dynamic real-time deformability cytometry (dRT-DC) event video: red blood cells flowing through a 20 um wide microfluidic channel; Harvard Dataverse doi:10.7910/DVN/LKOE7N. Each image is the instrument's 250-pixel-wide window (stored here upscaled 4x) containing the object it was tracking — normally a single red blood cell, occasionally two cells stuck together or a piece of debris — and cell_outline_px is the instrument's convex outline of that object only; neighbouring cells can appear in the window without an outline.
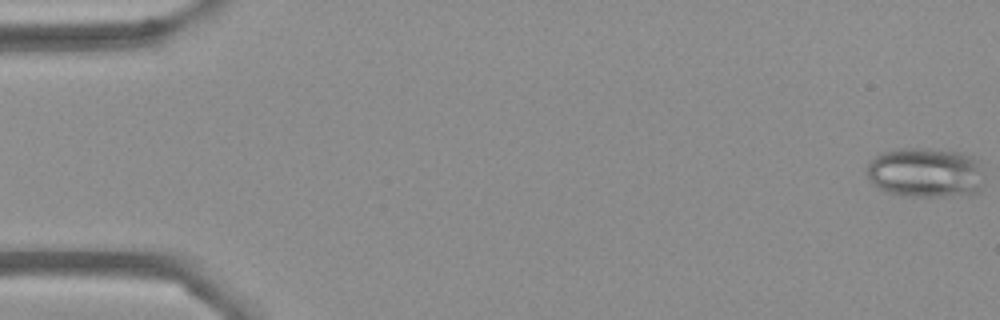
{"species": "Egyptian fruit bat (a non-hibernating species)", "species_latin": "Rousettus aegyptiacus", "temperature_condition": "cold", "stored_images_in_passage": 51, "camera_frame_rate_fps": 3000, "um_per_image_px": 0.085, "frame": {"image": 1, "passage_image": 1, "time_ms": 0.0, "image_size_px": [1000, 320], "cell_outline_px": [[980, 188], [972, 196], [904, 196], [888, 192], [876, 188], [868, 180], [868, 164], [880, 152], [896, 148], [936, 148], [960, 152], [972, 156], [980, 160]], "centroid_in_image_um": [78.65, 14.66], "position_along_channel_um": 6.4, "area_um2": 34.62}}
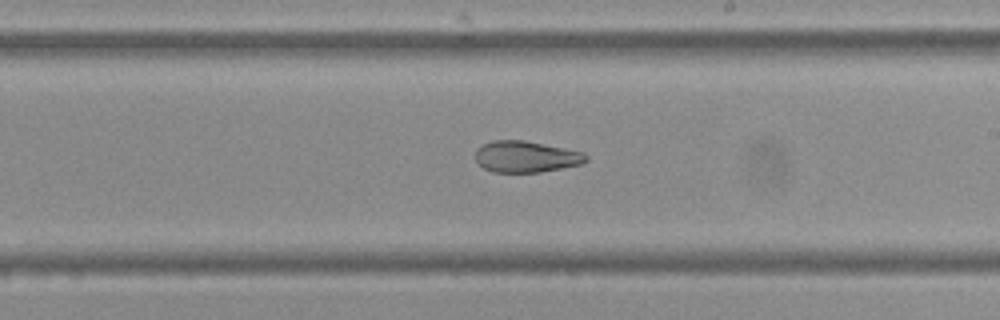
{"frame": {"image": 2, "passage_image": 32, "time_ms": 10.333, "image_size_px": [1000, 320], "cell_outline_px": [[588, 160], [584, 164], [540, 172], [492, 172], [484, 168], [476, 160], [476, 148], [492, 140], [524, 140], [584, 152], [588, 156]], "centroid_in_image_um": [44.74, 13.32], "position_along_channel_um": 244.3, "area_um2": 20.29}}
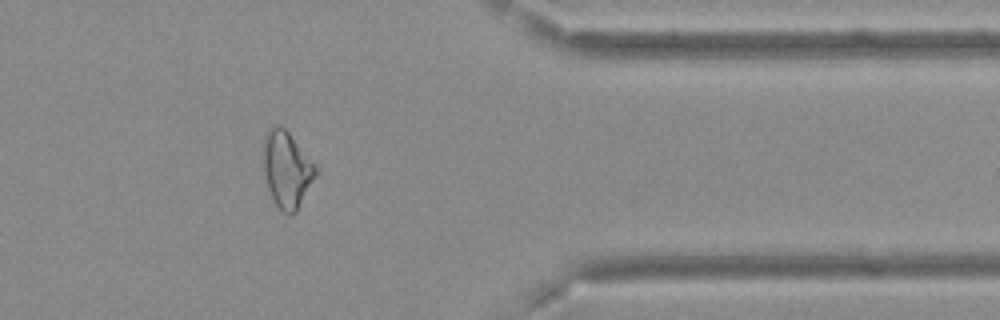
{"frame": {"image": 3, "passage_image": 45, "time_ms": 14.667, "image_size_px": [1000, 320], "cell_outline_px": [[316, 176], [296, 212], [284, 212], [276, 204], [268, 188], [260, 164], [260, 160], [264, 136], [268, 128], [276, 124], [280, 124], [288, 132], [316, 168]], "centroid_in_image_um": [24.29, 14.35], "position_along_channel_um": 387.1, "area_um2": 23.24}, "authors_computed_cell_mechanics": {"area_um2": 23.5246, "velocity_mm_per_s": 3.6967, "shape_relaxation_time_tau1_ms": null, "shape_relaxation_time_tau2_ms": 3.092, "deformation_change_tau1": null, "deformation_change_tau2": 0.099}}